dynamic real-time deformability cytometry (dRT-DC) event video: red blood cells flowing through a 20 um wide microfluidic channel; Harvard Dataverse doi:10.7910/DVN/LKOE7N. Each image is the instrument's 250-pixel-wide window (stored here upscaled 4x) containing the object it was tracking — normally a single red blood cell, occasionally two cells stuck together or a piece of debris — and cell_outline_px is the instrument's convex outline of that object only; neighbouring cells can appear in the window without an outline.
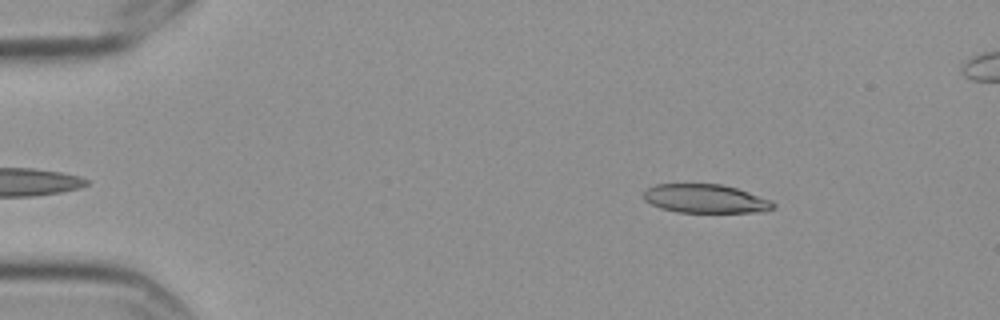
{"species": "Egyptian fruit bat (a non-hibernating species)", "species_latin": "Rousettus aegyptiacus", "temperature_condition": "cold", "stored_images_in_passage": 5, "camera_frame_rate_fps": 3000, "um_per_image_px": 0.085, "frame": {"image": 1, "passage_image": 1, "time_ms": 0.0, "image_size_px": [1000, 320], "cell_outline_px": [[776, 208], [764, 212], [676, 212], [660, 208], [644, 200], [644, 192], [648, 188], [656, 184], [720, 184], [736, 188], [772, 200], [776, 204]], "centroid_in_image_um": [60.0, 16.9], "position_along_channel_um": 25.0, "area_um2": 21.73}}
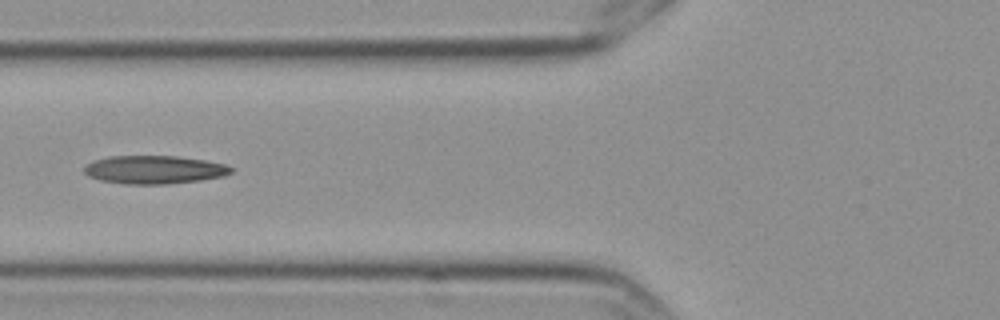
{"frame": {"image": 2, "passage_image": 5, "time_ms": 1.333, "image_size_px": [1000, 320], "cell_outline_px": [[232, 172], [224, 176], [200, 180], [168, 184], [124, 184], [100, 180], [88, 176], [84, 172], [84, 168], [92, 160], [112, 156], [176, 156], [204, 160], [224, 164], [232, 168]], "centroid_in_image_um": [13.09, 14.42], "position_along_channel_um": 112.7, "area_um2": 24.1}}